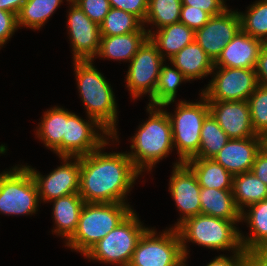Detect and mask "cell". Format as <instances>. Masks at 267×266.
Returning a JSON list of instances; mask_svg holds the SVG:
<instances>
[{
    "label": "cell",
    "instance_id": "60d3db41",
    "mask_svg": "<svg viewBox=\"0 0 267 266\" xmlns=\"http://www.w3.org/2000/svg\"><path fill=\"white\" fill-rule=\"evenodd\" d=\"M234 257L219 255L206 266H246V251L242 248L239 252H234Z\"/></svg>",
    "mask_w": 267,
    "mask_h": 266
},
{
    "label": "cell",
    "instance_id": "4dcf8cb0",
    "mask_svg": "<svg viewBox=\"0 0 267 266\" xmlns=\"http://www.w3.org/2000/svg\"><path fill=\"white\" fill-rule=\"evenodd\" d=\"M143 26V22L134 14L111 7L100 25V36L147 32Z\"/></svg>",
    "mask_w": 267,
    "mask_h": 266
},
{
    "label": "cell",
    "instance_id": "ffe728a7",
    "mask_svg": "<svg viewBox=\"0 0 267 266\" xmlns=\"http://www.w3.org/2000/svg\"><path fill=\"white\" fill-rule=\"evenodd\" d=\"M188 81L207 77L214 72V63L194 40L169 59Z\"/></svg>",
    "mask_w": 267,
    "mask_h": 266
},
{
    "label": "cell",
    "instance_id": "d6986e66",
    "mask_svg": "<svg viewBox=\"0 0 267 266\" xmlns=\"http://www.w3.org/2000/svg\"><path fill=\"white\" fill-rule=\"evenodd\" d=\"M264 43L240 30L223 48L215 67L255 69Z\"/></svg>",
    "mask_w": 267,
    "mask_h": 266
},
{
    "label": "cell",
    "instance_id": "ab89813d",
    "mask_svg": "<svg viewBox=\"0 0 267 266\" xmlns=\"http://www.w3.org/2000/svg\"><path fill=\"white\" fill-rule=\"evenodd\" d=\"M224 0H182V5L200 8L211 16L222 14L228 7Z\"/></svg>",
    "mask_w": 267,
    "mask_h": 266
},
{
    "label": "cell",
    "instance_id": "2e32d148",
    "mask_svg": "<svg viewBox=\"0 0 267 266\" xmlns=\"http://www.w3.org/2000/svg\"><path fill=\"white\" fill-rule=\"evenodd\" d=\"M174 164L169 190L177 208L183 213V216L174 226V228H177L186 219L201 214L199 199L201 186L195 174L184 162Z\"/></svg>",
    "mask_w": 267,
    "mask_h": 266
},
{
    "label": "cell",
    "instance_id": "d590c367",
    "mask_svg": "<svg viewBox=\"0 0 267 266\" xmlns=\"http://www.w3.org/2000/svg\"><path fill=\"white\" fill-rule=\"evenodd\" d=\"M80 9L99 26L111 8L109 0H72Z\"/></svg>",
    "mask_w": 267,
    "mask_h": 266
},
{
    "label": "cell",
    "instance_id": "7402d4cb",
    "mask_svg": "<svg viewBox=\"0 0 267 266\" xmlns=\"http://www.w3.org/2000/svg\"><path fill=\"white\" fill-rule=\"evenodd\" d=\"M149 39L156 45L159 54L171 59L182 48L195 40V31L182 22L173 23L158 29L156 33L147 31ZM166 53H165V51ZM165 55H164V53Z\"/></svg>",
    "mask_w": 267,
    "mask_h": 266
},
{
    "label": "cell",
    "instance_id": "5bb4252c",
    "mask_svg": "<svg viewBox=\"0 0 267 266\" xmlns=\"http://www.w3.org/2000/svg\"><path fill=\"white\" fill-rule=\"evenodd\" d=\"M240 30L239 12L226 9L222 14L212 16L202 28L195 31V41L214 63Z\"/></svg>",
    "mask_w": 267,
    "mask_h": 266
},
{
    "label": "cell",
    "instance_id": "52a82bcc",
    "mask_svg": "<svg viewBox=\"0 0 267 266\" xmlns=\"http://www.w3.org/2000/svg\"><path fill=\"white\" fill-rule=\"evenodd\" d=\"M147 229L142 226L137 215L132 211L84 256L104 263L128 266L139 239Z\"/></svg>",
    "mask_w": 267,
    "mask_h": 266
},
{
    "label": "cell",
    "instance_id": "f6af8a7d",
    "mask_svg": "<svg viewBox=\"0 0 267 266\" xmlns=\"http://www.w3.org/2000/svg\"><path fill=\"white\" fill-rule=\"evenodd\" d=\"M27 0H0V10L14 13L16 16Z\"/></svg>",
    "mask_w": 267,
    "mask_h": 266
},
{
    "label": "cell",
    "instance_id": "d4e9b609",
    "mask_svg": "<svg viewBox=\"0 0 267 266\" xmlns=\"http://www.w3.org/2000/svg\"><path fill=\"white\" fill-rule=\"evenodd\" d=\"M203 188L232 190L233 175L214 159L190 158L184 162Z\"/></svg>",
    "mask_w": 267,
    "mask_h": 266
},
{
    "label": "cell",
    "instance_id": "8d00e7d4",
    "mask_svg": "<svg viewBox=\"0 0 267 266\" xmlns=\"http://www.w3.org/2000/svg\"><path fill=\"white\" fill-rule=\"evenodd\" d=\"M212 16L200 8L182 5L180 22L196 31L202 28Z\"/></svg>",
    "mask_w": 267,
    "mask_h": 266
},
{
    "label": "cell",
    "instance_id": "b9f144b4",
    "mask_svg": "<svg viewBox=\"0 0 267 266\" xmlns=\"http://www.w3.org/2000/svg\"><path fill=\"white\" fill-rule=\"evenodd\" d=\"M255 72L258 84L267 87V46L265 44L260 49Z\"/></svg>",
    "mask_w": 267,
    "mask_h": 266
},
{
    "label": "cell",
    "instance_id": "1f68e13d",
    "mask_svg": "<svg viewBox=\"0 0 267 266\" xmlns=\"http://www.w3.org/2000/svg\"><path fill=\"white\" fill-rule=\"evenodd\" d=\"M188 81L183 73L175 66L174 69L169 66H163L160 71L157 86L155 89V95L150 100L148 105L158 106L163 108L174 102L177 87L182 81Z\"/></svg>",
    "mask_w": 267,
    "mask_h": 266
},
{
    "label": "cell",
    "instance_id": "f546056e",
    "mask_svg": "<svg viewBox=\"0 0 267 266\" xmlns=\"http://www.w3.org/2000/svg\"><path fill=\"white\" fill-rule=\"evenodd\" d=\"M229 140L228 135L209 114L202 124L199 151L192 158L213 159Z\"/></svg>",
    "mask_w": 267,
    "mask_h": 266
},
{
    "label": "cell",
    "instance_id": "bcb514c9",
    "mask_svg": "<svg viewBox=\"0 0 267 266\" xmlns=\"http://www.w3.org/2000/svg\"><path fill=\"white\" fill-rule=\"evenodd\" d=\"M259 137L261 141V150L267 154V132L261 134Z\"/></svg>",
    "mask_w": 267,
    "mask_h": 266
},
{
    "label": "cell",
    "instance_id": "cb8c5ba5",
    "mask_svg": "<svg viewBox=\"0 0 267 266\" xmlns=\"http://www.w3.org/2000/svg\"><path fill=\"white\" fill-rule=\"evenodd\" d=\"M201 214L231 221H242L232 190L203 188L200 190Z\"/></svg>",
    "mask_w": 267,
    "mask_h": 266
},
{
    "label": "cell",
    "instance_id": "9c48e42d",
    "mask_svg": "<svg viewBox=\"0 0 267 266\" xmlns=\"http://www.w3.org/2000/svg\"><path fill=\"white\" fill-rule=\"evenodd\" d=\"M39 193L29 169L15 166L0 174V212L24 215L37 211Z\"/></svg>",
    "mask_w": 267,
    "mask_h": 266
},
{
    "label": "cell",
    "instance_id": "603a6c76",
    "mask_svg": "<svg viewBox=\"0 0 267 266\" xmlns=\"http://www.w3.org/2000/svg\"><path fill=\"white\" fill-rule=\"evenodd\" d=\"M149 38L148 32H131L124 35L101 36L98 57L129 60Z\"/></svg>",
    "mask_w": 267,
    "mask_h": 266
},
{
    "label": "cell",
    "instance_id": "8992f818",
    "mask_svg": "<svg viewBox=\"0 0 267 266\" xmlns=\"http://www.w3.org/2000/svg\"><path fill=\"white\" fill-rule=\"evenodd\" d=\"M200 102L180 101L175 114L168 113L171 123L173 145L178 149L179 163L192 158L200 148L202 124L210 114L207 98L201 93Z\"/></svg>",
    "mask_w": 267,
    "mask_h": 266
},
{
    "label": "cell",
    "instance_id": "d6a6232c",
    "mask_svg": "<svg viewBox=\"0 0 267 266\" xmlns=\"http://www.w3.org/2000/svg\"><path fill=\"white\" fill-rule=\"evenodd\" d=\"M182 0H148V10L144 23H152L161 29L180 22Z\"/></svg>",
    "mask_w": 267,
    "mask_h": 266
},
{
    "label": "cell",
    "instance_id": "277c9868",
    "mask_svg": "<svg viewBox=\"0 0 267 266\" xmlns=\"http://www.w3.org/2000/svg\"><path fill=\"white\" fill-rule=\"evenodd\" d=\"M129 206L126 203H85L76 232L66 246L85 255L133 211Z\"/></svg>",
    "mask_w": 267,
    "mask_h": 266
},
{
    "label": "cell",
    "instance_id": "9a60e30c",
    "mask_svg": "<svg viewBox=\"0 0 267 266\" xmlns=\"http://www.w3.org/2000/svg\"><path fill=\"white\" fill-rule=\"evenodd\" d=\"M68 14V28L74 61L92 60L100 47V26L93 22L72 0Z\"/></svg>",
    "mask_w": 267,
    "mask_h": 266
},
{
    "label": "cell",
    "instance_id": "7c38bea8",
    "mask_svg": "<svg viewBox=\"0 0 267 266\" xmlns=\"http://www.w3.org/2000/svg\"><path fill=\"white\" fill-rule=\"evenodd\" d=\"M84 121L78 115L67 111L65 135L62 139V157H81L98 150L107 139L96 133V128L102 135L111 136L94 118ZM96 127V128H94ZM95 129V130H94Z\"/></svg>",
    "mask_w": 267,
    "mask_h": 266
},
{
    "label": "cell",
    "instance_id": "83f0119b",
    "mask_svg": "<svg viewBox=\"0 0 267 266\" xmlns=\"http://www.w3.org/2000/svg\"><path fill=\"white\" fill-rule=\"evenodd\" d=\"M232 194L236 207L242 213L244 207L267 199V185L251 171L237 174L233 176Z\"/></svg>",
    "mask_w": 267,
    "mask_h": 266
},
{
    "label": "cell",
    "instance_id": "f35d334b",
    "mask_svg": "<svg viewBox=\"0 0 267 266\" xmlns=\"http://www.w3.org/2000/svg\"><path fill=\"white\" fill-rule=\"evenodd\" d=\"M18 28L17 26V16L14 13L0 10V46L2 47L4 43L13 35V33ZM0 47V48H1Z\"/></svg>",
    "mask_w": 267,
    "mask_h": 266
},
{
    "label": "cell",
    "instance_id": "7bdbcfd3",
    "mask_svg": "<svg viewBox=\"0 0 267 266\" xmlns=\"http://www.w3.org/2000/svg\"><path fill=\"white\" fill-rule=\"evenodd\" d=\"M251 172L267 185V154L260 150L255 158Z\"/></svg>",
    "mask_w": 267,
    "mask_h": 266
},
{
    "label": "cell",
    "instance_id": "74e56055",
    "mask_svg": "<svg viewBox=\"0 0 267 266\" xmlns=\"http://www.w3.org/2000/svg\"><path fill=\"white\" fill-rule=\"evenodd\" d=\"M109 2L112 8L132 13L144 24L148 10V0H109Z\"/></svg>",
    "mask_w": 267,
    "mask_h": 266
},
{
    "label": "cell",
    "instance_id": "5b68a950",
    "mask_svg": "<svg viewBox=\"0 0 267 266\" xmlns=\"http://www.w3.org/2000/svg\"><path fill=\"white\" fill-rule=\"evenodd\" d=\"M239 221L225 220L210 215L199 214L186 219L176 229L179 233L182 250L187 259L186 242L192 241L198 245L215 250L242 249L240 231L235 223Z\"/></svg>",
    "mask_w": 267,
    "mask_h": 266
},
{
    "label": "cell",
    "instance_id": "ba28073f",
    "mask_svg": "<svg viewBox=\"0 0 267 266\" xmlns=\"http://www.w3.org/2000/svg\"><path fill=\"white\" fill-rule=\"evenodd\" d=\"M156 235L153 229L143 233L128 266H186L177 229L170 228Z\"/></svg>",
    "mask_w": 267,
    "mask_h": 266
},
{
    "label": "cell",
    "instance_id": "4fadbf2b",
    "mask_svg": "<svg viewBox=\"0 0 267 266\" xmlns=\"http://www.w3.org/2000/svg\"><path fill=\"white\" fill-rule=\"evenodd\" d=\"M64 164L54 169L46 177L42 176L35 169L26 166L36 183L39 198L45 202L55 200L59 197H65L71 194L79 193L80 180V157H60ZM74 162H69V159Z\"/></svg>",
    "mask_w": 267,
    "mask_h": 266
},
{
    "label": "cell",
    "instance_id": "3957f363",
    "mask_svg": "<svg viewBox=\"0 0 267 266\" xmlns=\"http://www.w3.org/2000/svg\"><path fill=\"white\" fill-rule=\"evenodd\" d=\"M147 111L150 117L144 124L139 125V131L131 140L130 147L134 152L132 150L128 153L134 167L140 173L146 168L151 170L174 147L168 112L151 105L147 106Z\"/></svg>",
    "mask_w": 267,
    "mask_h": 266
},
{
    "label": "cell",
    "instance_id": "4316f807",
    "mask_svg": "<svg viewBox=\"0 0 267 266\" xmlns=\"http://www.w3.org/2000/svg\"><path fill=\"white\" fill-rule=\"evenodd\" d=\"M67 123V110L60 107L51 108L44 112L36 135L44 141L46 147L52 149L59 157H62V139L65 135Z\"/></svg>",
    "mask_w": 267,
    "mask_h": 266
},
{
    "label": "cell",
    "instance_id": "836d02e7",
    "mask_svg": "<svg viewBox=\"0 0 267 266\" xmlns=\"http://www.w3.org/2000/svg\"><path fill=\"white\" fill-rule=\"evenodd\" d=\"M241 30L252 37L267 41V1L259 0L246 13H239Z\"/></svg>",
    "mask_w": 267,
    "mask_h": 266
},
{
    "label": "cell",
    "instance_id": "484cf974",
    "mask_svg": "<svg viewBox=\"0 0 267 266\" xmlns=\"http://www.w3.org/2000/svg\"><path fill=\"white\" fill-rule=\"evenodd\" d=\"M250 207V208H249ZM250 210L241 213V220L250 225L251 236L244 237L240 233V241L245 251L267 248V199L248 206Z\"/></svg>",
    "mask_w": 267,
    "mask_h": 266
},
{
    "label": "cell",
    "instance_id": "6da1fadb",
    "mask_svg": "<svg viewBox=\"0 0 267 266\" xmlns=\"http://www.w3.org/2000/svg\"><path fill=\"white\" fill-rule=\"evenodd\" d=\"M80 157L79 194L85 203H125L127 192L141 173L128 153L101 149Z\"/></svg>",
    "mask_w": 267,
    "mask_h": 266
},
{
    "label": "cell",
    "instance_id": "e0dca14e",
    "mask_svg": "<svg viewBox=\"0 0 267 266\" xmlns=\"http://www.w3.org/2000/svg\"><path fill=\"white\" fill-rule=\"evenodd\" d=\"M210 114L230 139L258 136L253 130L248 101H207Z\"/></svg>",
    "mask_w": 267,
    "mask_h": 266
},
{
    "label": "cell",
    "instance_id": "8fae6325",
    "mask_svg": "<svg viewBox=\"0 0 267 266\" xmlns=\"http://www.w3.org/2000/svg\"><path fill=\"white\" fill-rule=\"evenodd\" d=\"M219 69L202 94L207 101H248L258 86L255 69L224 68Z\"/></svg>",
    "mask_w": 267,
    "mask_h": 266
},
{
    "label": "cell",
    "instance_id": "ee69618b",
    "mask_svg": "<svg viewBox=\"0 0 267 266\" xmlns=\"http://www.w3.org/2000/svg\"><path fill=\"white\" fill-rule=\"evenodd\" d=\"M246 266H267V248L246 251Z\"/></svg>",
    "mask_w": 267,
    "mask_h": 266
},
{
    "label": "cell",
    "instance_id": "44dd1931",
    "mask_svg": "<svg viewBox=\"0 0 267 266\" xmlns=\"http://www.w3.org/2000/svg\"><path fill=\"white\" fill-rule=\"evenodd\" d=\"M53 218L56 229L53 231L68 241L76 232L79 217L85 204L79 193L52 200Z\"/></svg>",
    "mask_w": 267,
    "mask_h": 266
},
{
    "label": "cell",
    "instance_id": "7a4b0ae2",
    "mask_svg": "<svg viewBox=\"0 0 267 266\" xmlns=\"http://www.w3.org/2000/svg\"><path fill=\"white\" fill-rule=\"evenodd\" d=\"M74 65L78 89L88 117L94 118L112 139L117 140V106L110 84L93 66L92 60L74 61Z\"/></svg>",
    "mask_w": 267,
    "mask_h": 266
},
{
    "label": "cell",
    "instance_id": "e575fe53",
    "mask_svg": "<svg viewBox=\"0 0 267 266\" xmlns=\"http://www.w3.org/2000/svg\"><path fill=\"white\" fill-rule=\"evenodd\" d=\"M248 103L253 130L260 136L267 132V87L258 84Z\"/></svg>",
    "mask_w": 267,
    "mask_h": 266
},
{
    "label": "cell",
    "instance_id": "30bf717a",
    "mask_svg": "<svg viewBox=\"0 0 267 266\" xmlns=\"http://www.w3.org/2000/svg\"><path fill=\"white\" fill-rule=\"evenodd\" d=\"M164 61L156 45L148 38L131 59L127 72V87L134 98L147 93L150 100L154 97Z\"/></svg>",
    "mask_w": 267,
    "mask_h": 266
},
{
    "label": "cell",
    "instance_id": "f1b7e54d",
    "mask_svg": "<svg viewBox=\"0 0 267 266\" xmlns=\"http://www.w3.org/2000/svg\"><path fill=\"white\" fill-rule=\"evenodd\" d=\"M62 2L63 0H27L17 14V26L39 29Z\"/></svg>",
    "mask_w": 267,
    "mask_h": 266
},
{
    "label": "cell",
    "instance_id": "ac0fdd59",
    "mask_svg": "<svg viewBox=\"0 0 267 266\" xmlns=\"http://www.w3.org/2000/svg\"><path fill=\"white\" fill-rule=\"evenodd\" d=\"M260 150L259 136L230 139L213 159L234 176L250 172Z\"/></svg>",
    "mask_w": 267,
    "mask_h": 266
}]
</instances>
